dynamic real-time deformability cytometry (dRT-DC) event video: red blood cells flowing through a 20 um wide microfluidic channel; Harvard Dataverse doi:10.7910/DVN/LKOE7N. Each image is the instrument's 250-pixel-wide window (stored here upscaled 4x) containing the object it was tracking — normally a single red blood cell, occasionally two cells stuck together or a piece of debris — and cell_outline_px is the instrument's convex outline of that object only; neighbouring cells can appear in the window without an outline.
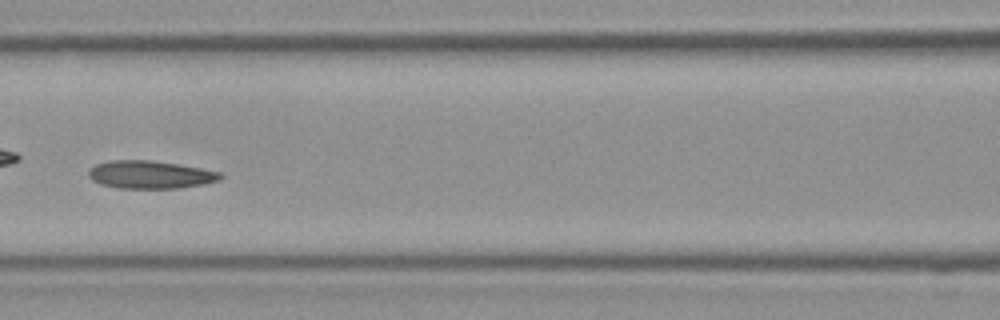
{"species": "Egyptian fruit bat (a non-hibernating species)", "species_latin": "Rousettus aegyptiacus", "temperature_condition": "room temperature", "stored_images_in_passage": 39, "camera_frame_rate_fps": 3000, "um_per_image_px": 0.085, "frame": {"image": 1, "passage_image": 17, "time_ms": 5.333, "image_size_px": [1000, 320], "cell_outline_px": [[224, 176], [220, 180], [204, 184], [180, 188], [120, 188], [100, 184], [92, 180], [88, 176], [88, 168], [96, 164], [112, 160], [152, 160], [200, 168], [220, 172]], "centroid_in_image_um": [12.75, 14.84], "position_along_channel_um": 153.8, "area_um2": 21.44}}